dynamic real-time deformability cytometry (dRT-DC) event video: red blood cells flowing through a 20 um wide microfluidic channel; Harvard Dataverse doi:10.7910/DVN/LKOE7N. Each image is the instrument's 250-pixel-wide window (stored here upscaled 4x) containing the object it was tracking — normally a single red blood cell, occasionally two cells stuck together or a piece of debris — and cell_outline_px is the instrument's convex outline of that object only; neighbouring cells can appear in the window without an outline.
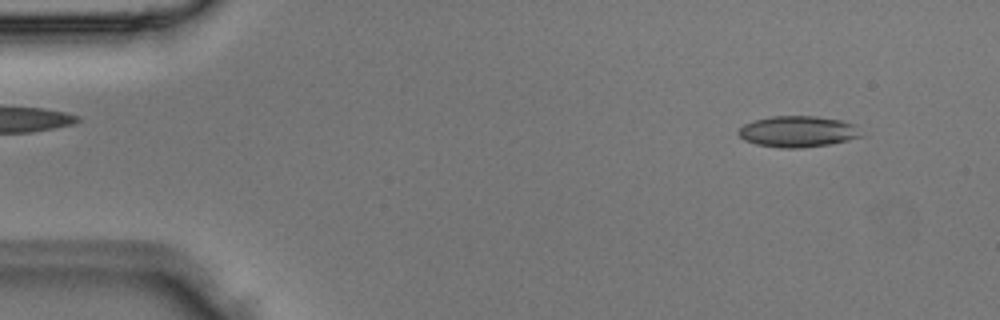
{"species": "Egyptian fruit bat (a non-hibernating species)", "species_latin": "Rousettus aegyptiacus", "temperature_condition": "room temperature", "stored_images_in_passage": 3, "camera_frame_rate_fps": 3000, "um_per_image_px": 0.085, "animal": {"sex": "male"}, "frame": {"image": 1, "passage_image": 1, "time_ms": 0.0, "image_size_px": [1000, 320], "cell_outline_px": [[864, 136], [848, 140], [828, 144], [800, 148], [780, 148], [756, 144], [744, 140], [736, 132], [744, 124], [752, 120], [772, 116], [816, 116], [840, 120], [856, 124]], "centroid_in_image_um": [67.82, 11.18], "position_along_channel_um": 17.2, "area_um2": 22.43}}
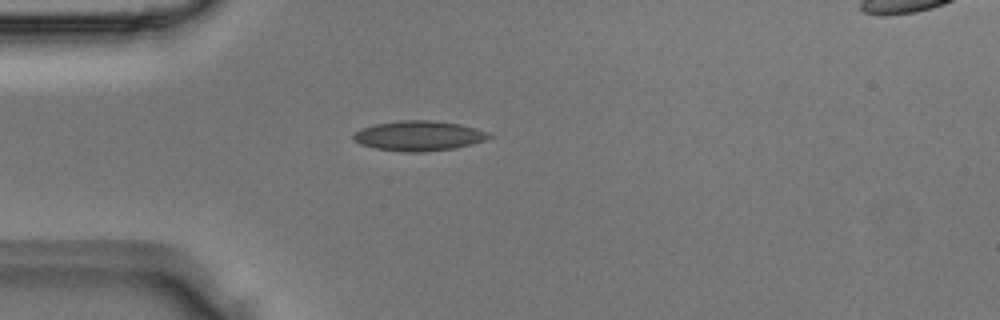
{"frame": {"image": 2, "passage_image": 3, "time_ms": 0.667, "image_size_px": [1000, 320], "cell_outline_px": [[496, 136], [472, 144], [456, 148], [424, 152], [404, 152], [376, 148], [360, 144], [352, 140], [352, 132], [360, 128], [376, 124], [396, 120], [432, 120], [460, 124], [476, 128], [488, 132]], "centroid_in_image_um": [35.59, 11.54], "position_along_channel_um": 49.4, "area_um2": 24.04}}